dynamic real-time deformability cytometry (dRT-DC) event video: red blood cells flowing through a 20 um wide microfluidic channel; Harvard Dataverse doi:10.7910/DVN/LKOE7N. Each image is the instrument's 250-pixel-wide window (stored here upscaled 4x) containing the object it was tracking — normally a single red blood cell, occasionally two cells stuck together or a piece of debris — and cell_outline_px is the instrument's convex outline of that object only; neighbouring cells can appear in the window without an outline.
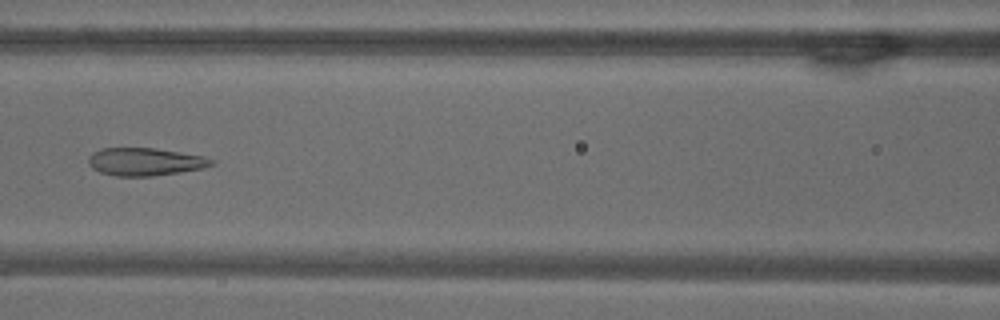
{"species": "common noctule bat (a hibernating species)", "species_latin": "Nyctalus noctula", "temperature_condition": "warm", "stored_images_in_passage": 6, "camera_frame_rate_fps": 3000, "um_per_image_px": 0.085, "animal": {"sex": "male", "body_mass_g": 18.8}, "frame": {"image": 1, "passage_image": 6, "time_ms": 1.667, "image_size_px": [1000, 320], "cell_outline_px": [[216, 164], [204, 168], [180, 172], [152, 176], [116, 176], [100, 172], [92, 168], [88, 164], [88, 156], [92, 152], [100, 148], [156, 148], [204, 156], [212, 160]], "centroid_in_image_um": [12.31, 13.74], "position_along_channel_um": 154.3, "area_um2": 20.06}}